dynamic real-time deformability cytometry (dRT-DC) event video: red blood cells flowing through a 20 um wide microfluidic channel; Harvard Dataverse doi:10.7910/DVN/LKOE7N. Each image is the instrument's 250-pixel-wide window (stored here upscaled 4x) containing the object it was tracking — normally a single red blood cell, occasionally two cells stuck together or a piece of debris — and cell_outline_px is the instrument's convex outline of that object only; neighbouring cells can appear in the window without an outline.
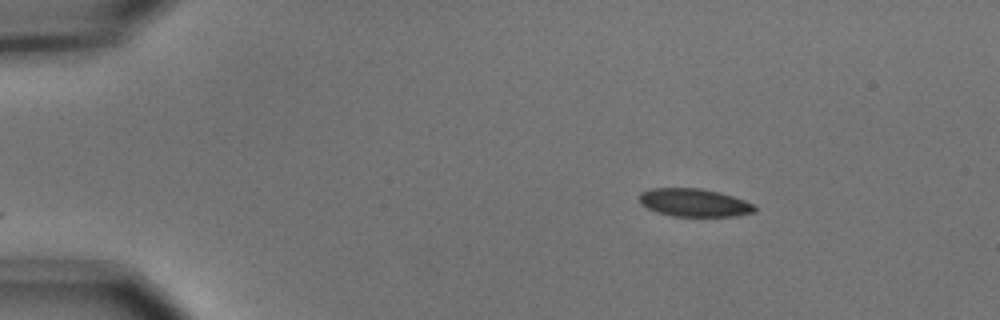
{"species": "common noctule bat (a hibernating species)", "species_latin": "Nyctalus noctula", "temperature_condition": "cold", "stored_images_in_passage": 47, "camera_frame_rate_fps": 3000, "um_per_image_px": 0.085, "animal": {"sex": "male", "body_mass_g": 15.6}, "frame": {"image": 1, "passage_image": 1, "time_ms": 0.0, "image_size_px": [1000, 320], "cell_outline_px": [[756, 212], [736, 216], [672, 216], [656, 212], [640, 204], [640, 192], [648, 188], [700, 188], [720, 192], [744, 200], [752, 204], [756, 208]], "centroid_in_image_um": [58.99, 17.22], "position_along_channel_um": 26.0, "area_um2": 18.9}}
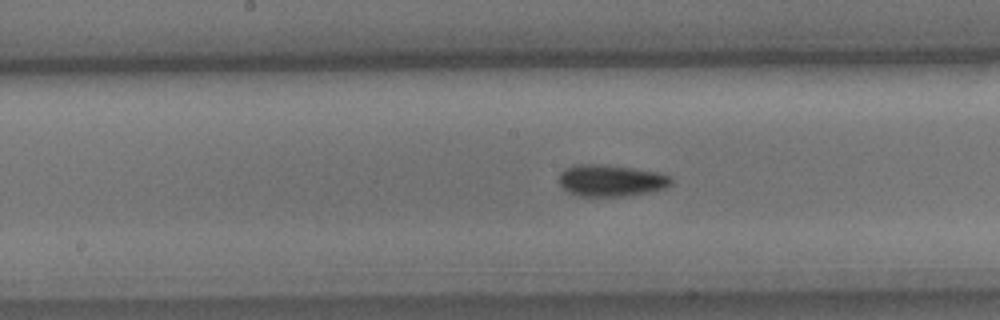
{"frame": {"image": 2, "passage_image": 21, "time_ms": 6.667, "image_size_px": [1000, 320], "cell_outline_px": [[672, 184], [664, 188], [648, 192], [620, 196], [580, 196], [568, 192], [556, 180], [560, 172], [564, 168], [576, 164], [600, 164], [632, 168], [660, 172], [672, 176]], "centroid_in_image_um": [51.9, 15.33], "position_along_channel_um": 196.3, "area_um2": 20.87}}
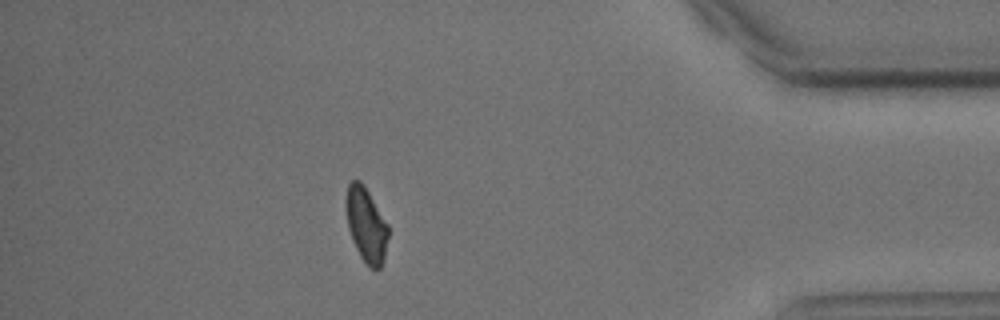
{"frame": {"image": 3, "passage_image": 41, "time_ms": 13.333, "image_size_px": [1000, 320], "cell_outline_px": [[388, 236], [384, 260], [380, 268], [376, 272], [368, 268], [360, 256], [352, 240], [348, 228], [344, 200], [348, 184], [352, 180], [360, 180], [364, 184], [388, 224]], "centroid_in_image_um": [31.12, 19.13], "position_along_channel_um": 404.1, "area_um2": 18.79}, "authors_computed_cell_mechanics": {"area_um2": 19.7676, "velocity_mm_per_s": 3.6763, "shape_relaxation_time_tau1_ms": 3.0048, "shape_relaxation_time_tau2_ms": 10.8478, "deformation_change_tau1": 0.0907, "deformation_change_tau2": 0.1499}}